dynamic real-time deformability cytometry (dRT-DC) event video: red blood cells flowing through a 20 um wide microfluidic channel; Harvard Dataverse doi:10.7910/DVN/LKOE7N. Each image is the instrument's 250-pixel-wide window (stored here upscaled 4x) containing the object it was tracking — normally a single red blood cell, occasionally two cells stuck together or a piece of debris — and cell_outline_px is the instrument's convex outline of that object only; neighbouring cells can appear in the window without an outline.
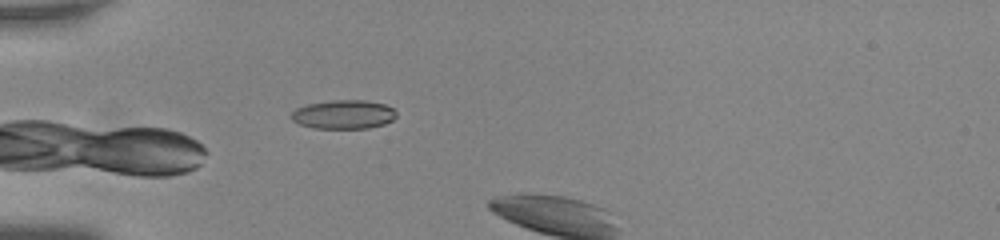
{"species": "common noctule bat (a hibernating species)", "species_latin": "Nyctalus noctula", "temperature_condition": "room temperature", "stored_images_in_passage": 23, "camera_frame_rate_fps": 3000, "um_per_image_px": 0.085, "animal": {"sex": "male", "body_mass_g": 20.0, "forearm_length_mm": 53.3}, "frame": {"image": 1, "passage_image": 1, "time_ms": 0.0, "image_size_px": [1000, 240], "cell_outline_px": [[396, 116], [392, 120], [384, 124], [368, 128], [312, 128], [300, 124], [292, 120], [288, 116], [296, 108], [308, 104], [332, 100], [364, 100], [384, 104], [392, 108], [396, 112]], "centroid_in_image_um": [29.18, 9.73], "position_along_channel_um": 55.8, "area_um2": 17.69}, "authors_computed_cell_mechanics": {"area_um2": 28.2064, "velocity_mm_per_s": 3.6687, "shape_relaxation_time_tau1_ms": 0.0473, "shape_relaxation_time_tau2_ms": null, "deformation_change_tau1": 0.1096, "deformation_change_tau2": null}}